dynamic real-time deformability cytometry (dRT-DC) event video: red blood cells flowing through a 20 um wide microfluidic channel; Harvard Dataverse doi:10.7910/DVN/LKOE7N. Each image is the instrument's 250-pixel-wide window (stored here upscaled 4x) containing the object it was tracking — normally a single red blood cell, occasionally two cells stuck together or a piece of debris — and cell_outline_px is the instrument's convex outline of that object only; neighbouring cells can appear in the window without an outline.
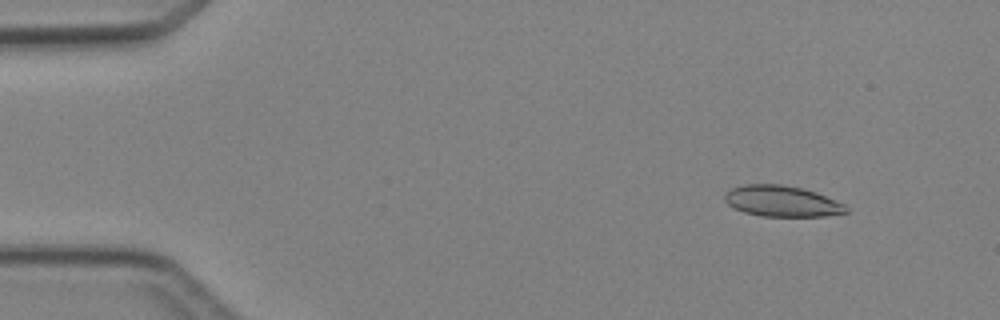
{"species": "Egyptian fruit bat (a non-hibernating species)", "species_latin": "Rousettus aegyptiacus", "temperature_condition": "cold", "stored_images_in_passage": 4, "camera_frame_rate_fps": 3000, "um_per_image_px": 0.085, "animal": {"sex": "female"}, "frame": {"image": 1, "passage_image": 1, "time_ms": 0.0, "image_size_px": [1000, 320], "cell_outline_px": [[848, 212], [824, 216], [760, 216], [744, 212], [728, 204], [724, 200], [724, 196], [732, 188], [744, 184], [780, 184], [804, 188], [816, 192], [844, 204], [848, 208]], "centroid_in_image_um": [66.47, 17.09], "position_along_channel_um": 18.5, "area_um2": 21.79}}
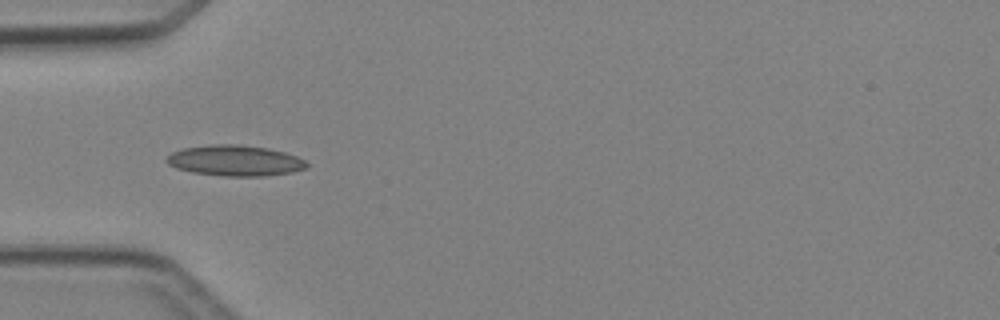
{"frame": {"image": 2, "passage_image": 4, "time_ms": 3.333, "image_size_px": [1000, 320], "cell_outline_px": [[308, 164], [304, 168], [292, 172], [264, 176], [224, 176], [192, 172], [176, 168], [168, 164], [164, 160], [172, 152], [184, 148], [216, 144], [236, 144], [268, 148], [284, 152], [296, 156], [304, 160]], "centroid_in_image_um": [19.95, 13.65], "position_along_channel_um": 65.0, "area_um2": 24.91}}